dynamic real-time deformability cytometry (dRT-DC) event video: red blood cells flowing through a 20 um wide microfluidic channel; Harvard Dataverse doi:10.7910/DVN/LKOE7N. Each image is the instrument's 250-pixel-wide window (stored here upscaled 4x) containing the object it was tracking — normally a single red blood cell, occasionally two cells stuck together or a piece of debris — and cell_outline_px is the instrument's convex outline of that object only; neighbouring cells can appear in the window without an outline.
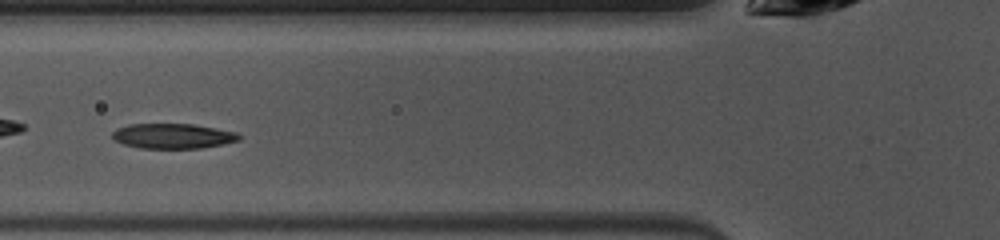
{"species": "common noctule bat (a hibernating species)", "species_latin": "Nyctalus noctula", "temperature_condition": "warm", "stored_images_in_passage": 38, "camera_frame_rate_fps": 3000, "um_per_image_px": 0.085, "animal": {"sex": "female", "body_mass_g": 10.0, "forearm_length_mm": 53.1}, "frame": {"image": 1, "passage_image": 6, "time_ms": 1.667, "image_size_px": [1000, 240], "cell_outline_px": [[240, 140], [224, 144], [200, 148], [140, 148], [124, 144], [116, 140], [112, 136], [112, 132], [116, 128], [128, 124], [192, 124], [216, 128], [236, 132], [240, 136]], "centroid_in_image_um": [14.69, 11.56], "position_along_channel_um": 111.1, "area_um2": 18.44}}
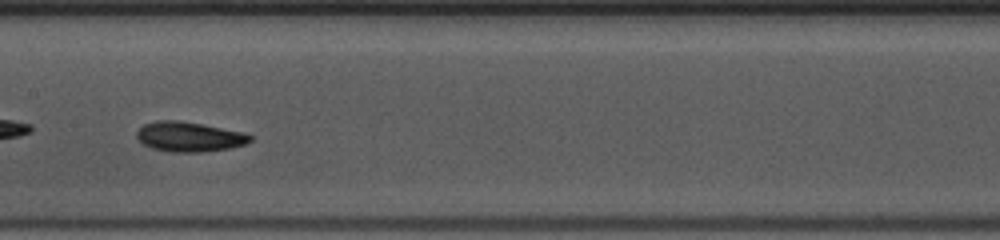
{"frame": {"image": 2, "passage_image": 12, "time_ms": 3.667, "image_size_px": [1000, 240], "cell_outline_px": [[252, 140], [244, 144], [228, 148], [200, 152], [172, 152], [152, 148], [144, 144], [136, 136], [136, 132], [144, 124], [160, 120], [180, 120], [204, 124], [244, 132], [252, 136]], "centroid_in_image_um": [16.09, 11.61], "position_along_channel_um": 191.3, "area_um2": 19.65}, "authors_computed_cell_mechanics": {"area_um2": 18.7561, "velocity_mm_per_s": 3.9992, "shape_relaxation_time_tau1_ms": 3.6152, "shape_relaxation_time_tau2_ms": 5.5307, "deformation_change_tau1": 0.1243, "deformation_change_tau2": 0.1218}}